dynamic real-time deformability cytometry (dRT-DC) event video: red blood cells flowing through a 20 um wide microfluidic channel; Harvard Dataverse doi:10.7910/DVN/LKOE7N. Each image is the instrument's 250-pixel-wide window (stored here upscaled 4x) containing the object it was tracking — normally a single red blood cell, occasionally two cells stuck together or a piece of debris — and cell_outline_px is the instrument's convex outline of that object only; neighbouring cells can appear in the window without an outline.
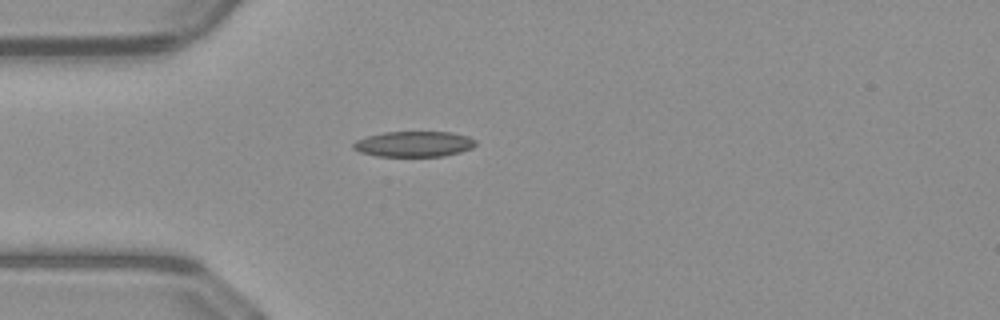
{"species": "common noctule bat (a hibernating species)", "species_latin": "Nyctalus noctula", "temperature_condition": "warm", "stored_images_in_passage": 38, "camera_frame_rate_fps": 3000, "um_per_image_px": 0.085, "animal": {"sex": "male", "body_mass_g": 23.1, "forearm_length_mm": 52.7}, "frame": {"image": 1, "passage_image": 1, "time_ms": 0.0, "image_size_px": [1000, 320], "cell_outline_px": [[476, 144], [472, 148], [460, 152], [444, 156], [376, 156], [360, 152], [352, 148], [352, 144], [356, 140], [368, 136], [384, 132], [452, 132], [468, 136], [476, 140]], "centroid_in_image_um": [35.19, 12.24], "position_along_channel_um": 49.8, "area_um2": 18.26}}
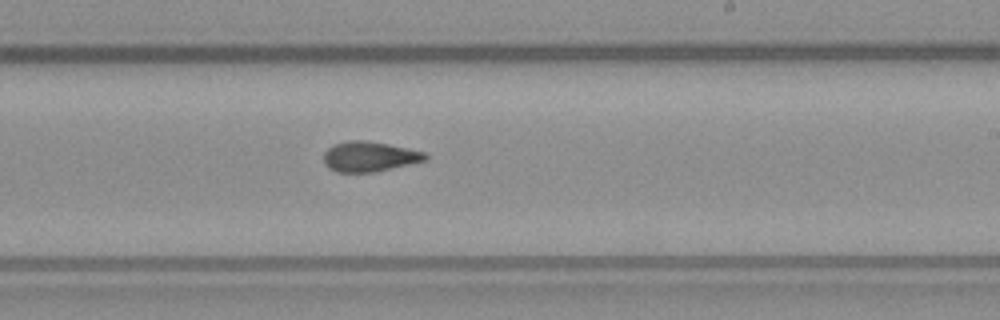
{"frame": {"image": 2, "passage_image": 17, "time_ms": 5.333, "image_size_px": [1000, 320], "cell_outline_px": [[428, 160], [376, 172], [336, 172], [328, 168], [324, 164], [324, 152], [332, 144], [348, 140], [364, 140], [388, 144], [424, 152], [428, 156]], "centroid_in_image_um": [31.38, 13.31], "position_along_channel_um": 257.6, "area_um2": 17.98}}
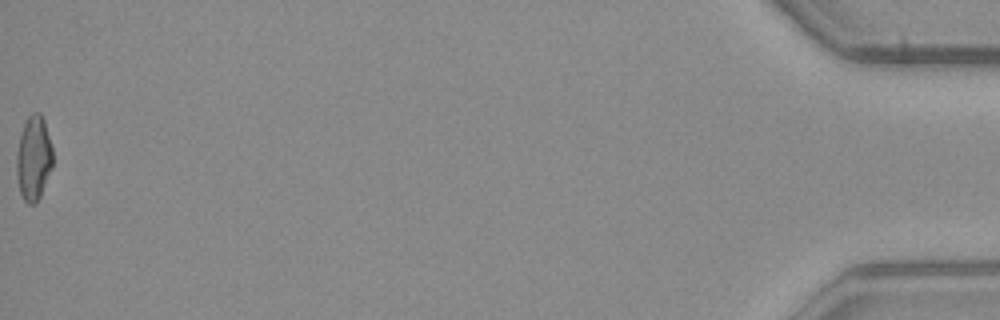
{"frame": {"image": 3, "passage_image": 38, "time_ms": 12.333, "image_size_px": [1000, 320], "cell_outline_px": [[52, 168], [40, 196], [36, 204], [28, 204], [24, 200], [20, 192], [16, 172], [16, 152], [20, 136], [24, 124], [28, 116], [32, 112], [40, 112], [44, 120], [52, 148]], "centroid_in_image_um": [2.85, 13.45], "position_along_channel_um": 432.4, "area_um2": 17.86}, "authors_computed_cell_mechanics": {"area_um2": 17.7735, "velocity_mm_per_s": 4.0678, "shape_relaxation_time_tau1_ms": 5.3039, "shape_relaxation_time_tau2_ms": 2.5812, "deformation_change_tau1": 0.1748, "deformation_change_tau2": 0.1027}}